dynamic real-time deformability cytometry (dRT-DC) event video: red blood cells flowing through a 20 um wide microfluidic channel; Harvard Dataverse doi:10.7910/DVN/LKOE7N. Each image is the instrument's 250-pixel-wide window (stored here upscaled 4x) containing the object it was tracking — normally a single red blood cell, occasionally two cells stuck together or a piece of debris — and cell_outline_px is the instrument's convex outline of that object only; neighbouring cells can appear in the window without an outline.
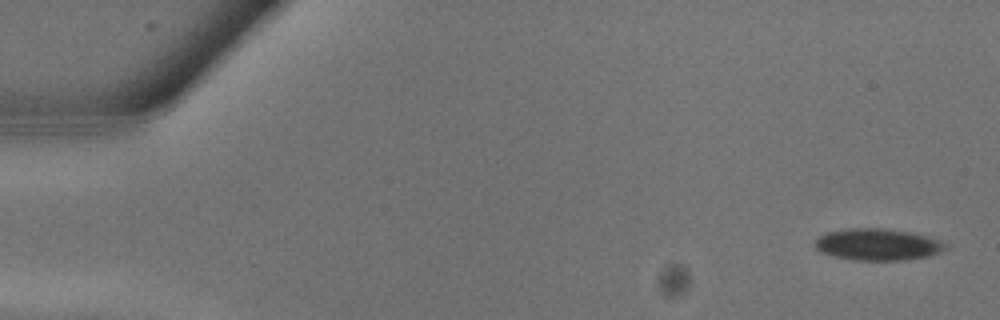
{"species": "common noctule bat (a hibernating species)", "species_latin": "Nyctalus noctula", "temperature_condition": "warm", "stored_images_in_passage": 8, "camera_frame_rate_fps": 3000, "um_per_image_px": 0.085, "animal": {"sex": "male", "body_mass_g": 13.3}, "frame": {"image": 1, "passage_image": 1, "time_ms": 0.0, "image_size_px": [1000, 320], "cell_outline_px": [[948, 248], [940, 252], [928, 256], [904, 260], [852, 260], [832, 256], [820, 252], [812, 244], [820, 236], [828, 232], [848, 228], [884, 228], [912, 232], [928, 236], [940, 240], [948, 244]], "centroid_in_image_um": [74.61, 20.78], "position_along_channel_um": 10.4, "area_um2": 24.39}}
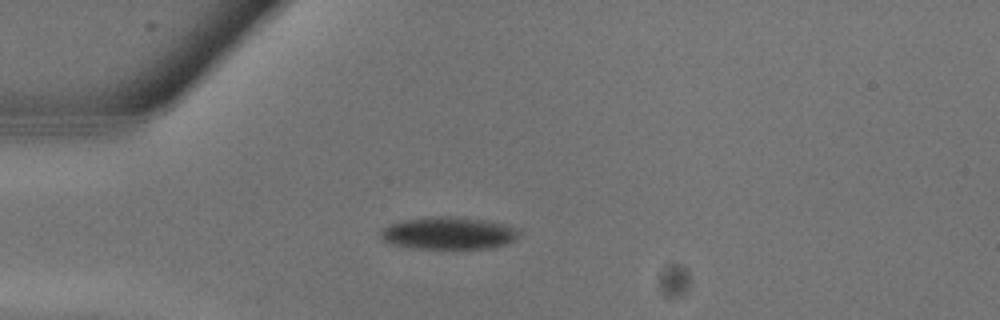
{"frame": {"image": 2, "passage_image": 7, "time_ms": 2.0, "image_size_px": [1000, 320], "cell_outline_px": [[520, 232], [516, 240], [508, 244], [492, 248], [412, 248], [392, 244], [384, 240], [380, 236], [380, 228], [388, 224], [404, 220], [484, 220], [504, 224], [520, 228]], "centroid_in_image_um": [38.17, 19.88], "position_along_channel_um": 46.8, "area_um2": 24.91}}